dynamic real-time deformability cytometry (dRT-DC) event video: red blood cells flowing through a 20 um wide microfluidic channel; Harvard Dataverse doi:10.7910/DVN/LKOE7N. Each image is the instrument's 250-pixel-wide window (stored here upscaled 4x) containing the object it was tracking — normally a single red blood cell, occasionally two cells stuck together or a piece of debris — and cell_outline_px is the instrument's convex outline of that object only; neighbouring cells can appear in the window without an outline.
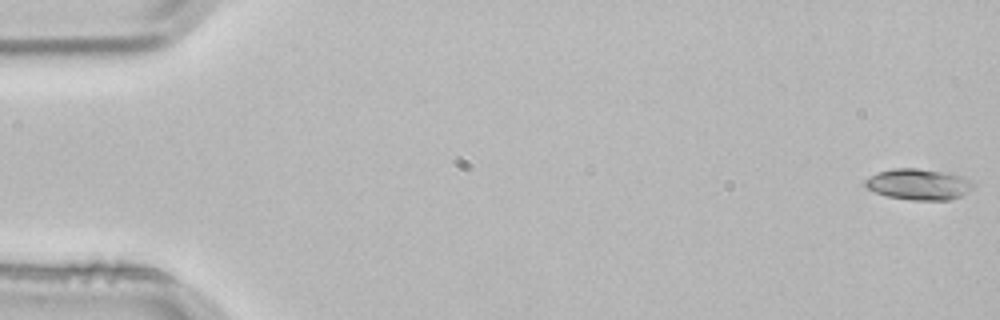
{"species": "common noctule bat (a hibernating species)", "species_latin": "Nyctalus noctula", "temperature_condition": "room temperature", "stored_images_in_passage": 5, "camera_frame_rate_fps": 3000, "um_per_image_px": 0.085, "animal": {"sex": "male", "body_mass_g": 21.5, "forearm_length_mm": 52.0}, "frame": {"image": 1, "passage_image": 1, "time_ms": 0.0, "image_size_px": [1000, 320], "cell_outline_px": [[972, 188], [968, 192], [960, 196], [948, 200], [912, 200], [888, 196], [876, 192], [868, 188], [864, 184], [864, 180], [868, 176], [876, 172], [892, 168], [916, 168], [948, 172], [964, 176], [972, 180]], "centroid_in_image_um": [78.08, 15.64], "position_along_channel_um": 6.9, "area_um2": 19.71}}